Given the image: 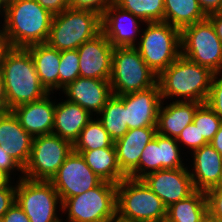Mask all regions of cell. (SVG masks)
Instances as JSON below:
<instances>
[{"label": "cell", "mask_w": 222, "mask_h": 222, "mask_svg": "<svg viewBox=\"0 0 222 222\" xmlns=\"http://www.w3.org/2000/svg\"><path fill=\"white\" fill-rule=\"evenodd\" d=\"M52 18L36 0H13L0 13L1 25L13 48L46 43Z\"/></svg>", "instance_id": "6da1fadb"}, {"label": "cell", "mask_w": 222, "mask_h": 222, "mask_svg": "<svg viewBox=\"0 0 222 222\" xmlns=\"http://www.w3.org/2000/svg\"><path fill=\"white\" fill-rule=\"evenodd\" d=\"M214 73L180 55L157 77L162 100L205 103Z\"/></svg>", "instance_id": "7a4b0ae2"}, {"label": "cell", "mask_w": 222, "mask_h": 222, "mask_svg": "<svg viewBox=\"0 0 222 222\" xmlns=\"http://www.w3.org/2000/svg\"><path fill=\"white\" fill-rule=\"evenodd\" d=\"M9 111L39 100L49 92L38 78L33 59L26 48L11 47L0 68Z\"/></svg>", "instance_id": "3957f363"}, {"label": "cell", "mask_w": 222, "mask_h": 222, "mask_svg": "<svg viewBox=\"0 0 222 222\" xmlns=\"http://www.w3.org/2000/svg\"><path fill=\"white\" fill-rule=\"evenodd\" d=\"M167 207L142 181L126 177L117 184L116 221L165 222Z\"/></svg>", "instance_id": "277c9868"}, {"label": "cell", "mask_w": 222, "mask_h": 222, "mask_svg": "<svg viewBox=\"0 0 222 222\" xmlns=\"http://www.w3.org/2000/svg\"><path fill=\"white\" fill-rule=\"evenodd\" d=\"M101 31V15L91 10L67 8L53 15L46 43L59 51L76 50Z\"/></svg>", "instance_id": "5b68a950"}, {"label": "cell", "mask_w": 222, "mask_h": 222, "mask_svg": "<svg viewBox=\"0 0 222 222\" xmlns=\"http://www.w3.org/2000/svg\"><path fill=\"white\" fill-rule=\"evenodd\" d=\"M143 27L135 48L158 76L181 55V30L166 22L144 23Z\"/></svg>", "instance_id": "8992f818"}, {"label": "cell", "mask_w": 222, "mask_h": 222, "mask_svg": "<svg viewBox=\"0 0 222 222\" xmlns=\"http://www.w3.org/2000/svg\"><path fill=\"white\" fill-rule=\"evenodd\" d=\"M117 184L102 181L88 191L62 202V222L116 221Z\"/></svg>", "instance_id": "52a82bcc"}, {"label": "cell", "mask_w": 222, "mask_h": 222, "mask_svg": "<svg viewBox=\"0 0 222 222\" xmlns=\"http://www.w3.org/2000/svg\"><path fill=\"white\" fill-rule=\"evenodd\" d=\"M157 75L135 47L113 49L110 84L113 95L142 91L157 84Z\"/></svg>", "instance_id": "ba28073f"}, {"label": "cell", "mask_w": 222, "mask_h": 222, "mask_svg": "<svg viewBox=\"0 0 222 222\" xmlns=\"http://www.w3.org/2000/svg\"><path fill=\"white\" fill-rule=\"evenodd\" d=\"M15 201L30 222L63 221L62 202L50 181H34L26 178L16 181Z\"/></svg>", "instance_id": "9c48e42d"}, {"label": "cell", "mask_w": 222, "mask_h": 222, "mask_svg": "<svg viewBox=\"0 0 222 222\" xmlns=\"http://www.w3.org/2000/svg\"><path fill=\"white\" fill-rule=\"evenodd\" d=\"M181 55L214 74L222 73V42L207 18L181 30Z\"/></svg>", "instance_id": "30bf717a"}, {"label": "cell", "mask_w": 222, "mask_h": 222, "mask_svg": "<svg viewBox=\"0 0 222 222\" xmlns=\"http://www.w3.org/2000/svg\"><path fill=\"white\" fill-rule=\"evenodd\" d=\"M73 151V144L55 134L33 137L31 155L24 168V178L51 181Z\"/></svg>", "instance_id": "8fae6325"}, {"label": "cell", "mask_w": 222, "mask_h": 222, "mask_svg": "<svg viewBox=\"0 0 222 222\" xmlns=\"http://www.w3.org/2000/svg\"><path fill=\"white\" fill-rule=\"evenodd\" d=\"M102 181L86 164L82 155L72 151L50 182L63 202L98 186Z\"/></svg>", "instance_id": "7c38bea8"}, {"label": "cell", "mask_w": 222, "mask_h": 222, "mask_svg": "<svg viewBox=\"0 0 222 222\" xmlns=\"http://www.w3.org/2000/svg\"><path fill=\"white\" fill-rule=\"evenodd\" d=\"M186 156L188 157L180 148L176 138L157 133L142 151L139 161V180L161 169L188 167L187 159H184Z\"/></svg>", "instance_id": "4fadbf2b"}, {"label": "cell", "mask_w": 222, "mask_h": 222, "mask_svg": "<svg viewBox=\"0 0 222 222\" xmlns=\"http://www.w3.org/2000/svg\"><path fill=\"white\" fill-rule=\"evenodd\" d=\"M166 207L192 195L194 188L188 167L161 169L141 179Z\"/></svg>", "instance_id": "5bb4252c"}, {"label": "cell", "mask_w": 222, "mask_h": 222, "mask_svg": "<svg viewBox=\"0 0 222 222\" xmlns=\"http://www.w3.org/2000/svg\"><path fill=\"white\" fill-rule=\"evenodd\" d=\"M144 22L115 2L101 16V29L110 44L116 47H135Z\"/></svg>", "instance_id": "9a60e30c"}, {"label": "cell", "mask_w": 222, "mask_h": 222, "mask_svg": "<svg viewBox=\"0 0 222 222\" xmlns=\"http://www.w3.org/2000/svg\"><path fill=\"white\" fill-rule=\"evenodd\" d=\"M114 47L101 31L78 49L80 76L110 80Z\"/></svg>", "instance_id": "2e32d148"}, {"label": "cell", "mask_w": 222, "mask_h": 222, "mask_svg": "<svg viewBox=\"0 0 222 222\" xmlns=\"http://www.w3.org/2000/svg\"><path fill=\"white\" fill-rule=\"evenodd\" d=\"M58 93L68 101L80 105L93 117L103 109L108 99L113 95L109 80L81 76Z\"/></svg>", "instance_id": "e0dca14e"}, {"label": "cell", "mask_w": 222, "mask_h": 222, "mask_svg": "<svg viewBox=\"0 0 222 222\" xmlns=\"http://www.w3.org/2000/svg\"><path fill=\"white\" fill-rule=\"evenodd\" d=\"M156 134V127L134 128L114 142L119 167L127 177L139 180L142 151Z\"/></svg>", "instance_id": "ac0fdd59"}, {"label": "cell", "mask_w": 222, "mask_h": 222, "mask_svg": "<svg viewBox=\"0 0 222 222\" xmlns=\"http://www.w3.org/2000/svg\"><path fill=\"white\" fill-rule=\"evenodd\" d=\"M162 98L158 83L148 89L125 94L128 129L156 127Z\"/></svg>", "instance_id": "d6986e66"}, {"label": "cell", "mask_w": 222, "mask_h": 222, "mask_svg": "<svg viewBox=\"0 0 222 222\" xmlns=\"http://www.w3.org/2000/svg\"><path fill=\"white\" fill-rule=\"evenodd\" d=\"M187 161L195 190L206 192L221 186L222 155L210 143L193 151Z\"/></svg>", "instance_id": "ffe728a7"}, {"label": "cell", "mask_w": 222, "mask_h": 222, "mask_svg": "<svg viewBox=\"0 0 222 222\" xmlns=\"http://www.w3.org/2000/svg\"><path fill=\"white\" fill-rule=\"evenodd\" d=\"M53 94L55 95L48 93L39 100L19 105L11 110L22 128L32 137L52 134L56 104V96Z\"/></svg>", "instance_id": "44dd1931"}, {"label": "cell", "mask_w": 222, "mask_h": 222, "mask_svg": "<svg viewBox=\"0 0 222 222\" xmlns=\"http://www.w3.org/2000/svg\"><path fill=\"white\" fill-rule=\"evenodd\" d=\"M32 140L12 111L0 114V146L23 168L30 159Z\"/></svg>", "instance_id": "7402d4cb"}, {"label": "cell", "mask_w": 222, "mask_h": 222, "mask_svg": "<svg viewBox=\"0 0 222 222\" xmlns=\"http://www.w3.org/2000/svg\"><path fill=\"white\" fill-rule=\"evenodd\" d=\"M60 97L56 98L52 133L74 144L93 116L80 105Z\"/></svg>", "instance_id": "603a6c76"}, {"label": "cell", "mask_w": 222, "mask_h": 222, "mask_svg": "<svg viewBox=\"0 0 222 222\" xmlns=\"http://www.w3.org/2000/svg\"><path fill=\"white\" fill-rule=\"evenodd\" d=\"M201 104L183 101H169L168 103V101L162 100L157 117V133L177 138L182 130L193 122L194 114Z\"/></svg>", "instance_id": "cb8c5ba5"}, {"label": "cell", "mask_w": 222, "mask_h": 222, "mask_svg": "<svg viewBox=\"0 0 222 222\" xmlns=\"http://www.w3.org/2000/svg\"><path fill=\"white\" fill-rule=\"evenodd\" d=\"M26 49L30 52L41 84L49 93H57L61 51L47 43L34 44Z\"/></svg>", "instance_id": "d4e9b609"}, {"label": "cell", "mask_w": 222, "mask_h": 222, "mask_svg": "<svg viewBox=\"0 0 222 222\" xmlns=\"http://www.w3.org/2000/svg\"><path fill=\"white\" fill-rule=\"evenodd\" d=\"M74 152L81 154L86 164L103 181L118 184L127 177L119 167L115 147Z\"/></svg>", "instance_id": "484cf974"}, {"label": "cell", "mask_w": 222, "mask_h": 222, "mask_svg": "<svg viewBox=\"0 0 222 222\" xmlns=\"http://www.w3.org/2000/svg\"><path fill=\"white\" fill-rule=\"evenodd\" d=\"M206 18L197 0H164V22L180 30Z\"/></svg>", "instance_id": "4316f807"}, {"label": "cell", "mask_w": 222, "mask_h": 222, "mask_svg": "<svg viewBox=\"0 0 222 222\" xmlns=\"http://www.w3.org/2000/svg\"><path fill=\"white\" fill-rule=\"evenodd\" d=\"M96 117L114 142L122 138L129 130L126 125L125 95H112Z\"/></svg>", "instance_id": "83f0119b"}, {"label": "cell", "mask_w": 222, "mask_h": 222, "mask_svg": "<svg viewBox=\"0 0 222 222\" xmlns=\"http://www.w3.org/2000/svg\"><path fill=\"white\" fill-rule=\"evenodd\" d=\"M207 211L206 193L196 190L188 198L167 207L165 222H199Z\"/></svg>", "instance_id": "f1b7e54d"}, {"label": "cell", "mask_w": 222, "mask_h": 222, "mask_svg": "<svg viewBox=\"0 0 222 222\" xmlns=\"http://www.w3.org/2000/svg\"><path fill=\"white\" fill-rule=\"evenodd\" d=\"M104 147H114V141L102 123L94 116L80 132L73 144V151L96 150Z\"/></svg>", "instance_id": "f546056e"}, {"label": "cell", "mask_w": 222, "mask_h": 222, "mask_svg": "<svg viewBox=\"0 0 222 222\" xmlns=\"http://www.w3.org/2000/svg\"><path fill=\"white\" fill-rule=\"evenodd\" d=\"M115 3L144 23L164 22V0H115Z\"/></svg>", "instance_id": "4dcf8cb0"}, {"label": "cell", "mask_w": 222, "mask_h": 222, "mask_svg": "<svg viewBox=\"0 0 222 222\" xmlns=\"http://www.w3.org/2000/svg\"><path fill=\"white\" fill-rule=\"evenodd\" d=\"M193 123L198 127L200 136L210 143L222 121L206 103H202L194 114Z\"/></svg>", "instance_id": "1f68e13d"}, {"label": "cell", "mask_w": 222, "mask_h": 222, "mask_svg": "<svg viewBox=\"0 0 222 222\" xmlns=\"http://www.w3.org/2000/svg\"><path fill=\"white\" fill-rule=\"evenodd\" d=\"M60 54L59 91L61 92L63 88L80 76V59L77 49L63 50Z\"/></svg>", "instance_id": "d6a6232c"}, {"label": "cell", "mask_w": 222, "mask_h": 222, "mask_svg": "<svg viewBox=\"0 0 222 222\" xmlns=\"http://www.w3.org/2000/svg\"><path fill=\"white\" fill-rule=\"evenodd\" d=\"M176 141L180 145L183 152L187 149L186 155L188 154V156L193 151L201 148L203 145L208 144L203 136H200V131L193 122L182 130L180 135L176 138Z\"/></svg>", "instance_id": "836d02e7"}, {"label": "cell", "mask_w": 222, "mask_h": 222, "mask_svg": "<svg viewBox=\"0 0 222 222\" xmlns=\"http://www.w3.org/2000/svg\"><path fill=\"white\" fill-rule=\"evenodd\" d=\"M222 121V73L214 74L205 102Z\"/></svg>", "instance_id": "e575fe53"}, {"label": "cell", "mask_w": 222, "mask_h": 222, "mask_svg": "<svg viewBox=\"0 0 222 222\" xmlns=\"http://www.w3.org/2000/svg\"><path fill=\"white\" fill-rule=\"evenodd\" d=\"M0 171L4 173L10 180L13 181H18L24 178V168L12 156H10L7 152H5L1 148V146H0Z\"/></svg>", "instance_id": "d590c367"}, {"label": "cell", "mask_w": 222, "mask_h": 222, "mask_svg": "<svg viewBox=\"0 0 222 222\" xmlns=\"http://www.w3.org/2000/svg\"><path fill=\"white\" fill-rule=\"evenodd\" d=\"M114 2L115 0H69V8L91 10L102 16Z\"/></svg>", "instance_id": "8d00e7d4"}, {"label": "cell", "mask_w": 222, "mask_h": 222, "mask_svg": "<svg viewBox=\"0 0 222 222\" xmlns=\"http://www.w3.org/2000/svg\"><path fill=\"white\" fill-rule=\"evenodd\" d=\"M16 199V181L9 180L0 187V220Z\"/></svg>", "instance_id": "74e56055"}, {"label": "cell", "mask_w": 222, "mask_h": 222, "mask_svg": "<svg viewBox=\"0 0 222 222\" xmlns=\"http://www.w3.org/2000/svg\"><path fill=\"white\" fill-rule=\"evenodd\" d=\"M205 193L208 211L222 220V186L211 188Z\"/></svg>", "instance_id": "f35d334b"}, {"label": "cell", "mask_w": 222, "mask_h": 222, "mask_svg": "<svg viewBox=\"0 0 222 222\" xmlns=\"http://www.w3.org/2000/svg\"><path fill=\"white\" fill-rule=\"evenodd\" d=\"M0 222H30L23 209L15 201L1 218Z\"/></svg>", "instance_id": "ab89813d"}, {"label": "cell", "mask_w": 222, "mask_h": 222, "mask_svg": "<svg viewBox=\"0 0 222 222\" xmlns=\"http://www.w3.org/2000/svg\"><path fill=\"white\" fill-rule=\"evenodd\" d=\"M44 9L52 15L60 14L69 8V0H36Z\"/></svg>", "instance_id": "60d3db41"}, {"label": "cell", "mask_w": 222, "mask_h": 222, "mask_svg": "<svg viewBox=\"0 0 222 222\" xmlns=\"http://www.w3.org/2000/svg\"><path fill=\"white\" fill-rule=\"evenodd\" d=\"M200 8L206 16L216 13L222 0H197Z\"/></svg>", "instance_id": "b9f144b4"}, {"label": "cell", "mask_w": 222, "mask_h": 222, "mask_svg": "<svg viewBox=\"0 0 222 222\" xmlns=\"http://www.w3.org/2000/svg\"><path fill=\"white\" fill-rule=\"evenodd\" d=\"M207 19L211 22L214 27V30L222 42V15H218L216 13H212L207 16Z\"/></svg>", "instance_id": "7bdbcfd3"}, {"label": "cell", "mask_w": 222, "mask_h": 222, "mask_svg": "<svg viewBox=\"0 0 222 222\" xmlns=\"http://www.w3.org/2000/svg\"><path fill=\"white\" fill-rule=\"evenodd\" d=\"M1 26L2 25L0 22V68H1V64L3 62L5 54L11 48V46L9 45L7 36L3 30V27Z\"/></svg>", "instance_id": "ee69618b"}, {"label": "cell", "mask_w": 222, "mask_h": 222, "mask_svg": "<svg viewBox=\"0 0 222 222\" xmlns=\"http://www.w3.org/2000/svg\"><path fill=\"white\" fill-rule=\"evenodd\" d=\"M8 103H7V97L5 92V85L3 81V77L0 71V112L5 113L8 112Z\"/></svg>", "instance_id": "f6af8a7d"}, {"label": "cell", "mask_w": 222, "mask_h": 222, "mask_svg": "<svg viewBox=\"0 0 222 222\" xmlns=\"http://www.w3.org/2000/svg\"><path fill=\"white\" fill-rule=\"evenodd\" d=\"M210 144L222 155V124L220 125L217 133L214 135V138L210 141Z\"/></svg>", "instance_id": "bcb514c9"}, {"label": "cell", "mask_w": 222, "mask_h": 222, "mask_svg": "<svg viewBox=\"0 0 222 222\" xmlns=\"http://www.w3.org/2000/svg\"><path fill=\"white\" fill-rule=\"evenodd\" d=\"M199 222H222V220L207 211Z\"/></svg>", "instance_id": "7dc6e473"}, {"label": "cell", "mask_w": 222, "mask_h": 222, "mask_svg": "<svg viewBox=\"0 0 222 222\" xmlns=\"http://www.w3.org/2000/svg\"><path fill=\"white\" fill-rule=\"evenodd\" d=\"M10 179L0 171V187L4 186Z\"/></svg>", "instance_id": "c3c4849f"}, {"label": "cell", "mask_w": 222, "mask_h": 222, "mask_svg": "<svg viewBox=\"0 0 222 222\" xmlns=\"http://www.w3.org/2000/svg\"><path fill=\"white\" fill-rule=\"evenodd\" d=\"M13 0H0V13L12 2Z\"/></svg>", "instance_id": "681fc988"}, {"label": "cell", "mask_w": 222, "mask_h": 222, "mask_svg": "<svg viewBox=\"0 0 222 222\" xmlns=\"http://www.w3.org/2000/svg\"><path fill=\"white\" fill-rule=\"evenodd\" d=\"M216 14L222 15V1H221L220 7H219V9L217 10Z\"/></svg>", "instance_id": "f907efd6"}, {"label": "cell", "mask_w": 222, "mask_h": 222, "mask_svg": "<svg viewBox=\"0 0 222 222\" xmlns=\"http://www.w3.org/2000/svg\"><path fill=\"white\" fill-rule=\"evenodd\" d=\"M221 186H222V167H221Z\"/></svg>", "instance_id": "816d5d0a"}]
</instances>
